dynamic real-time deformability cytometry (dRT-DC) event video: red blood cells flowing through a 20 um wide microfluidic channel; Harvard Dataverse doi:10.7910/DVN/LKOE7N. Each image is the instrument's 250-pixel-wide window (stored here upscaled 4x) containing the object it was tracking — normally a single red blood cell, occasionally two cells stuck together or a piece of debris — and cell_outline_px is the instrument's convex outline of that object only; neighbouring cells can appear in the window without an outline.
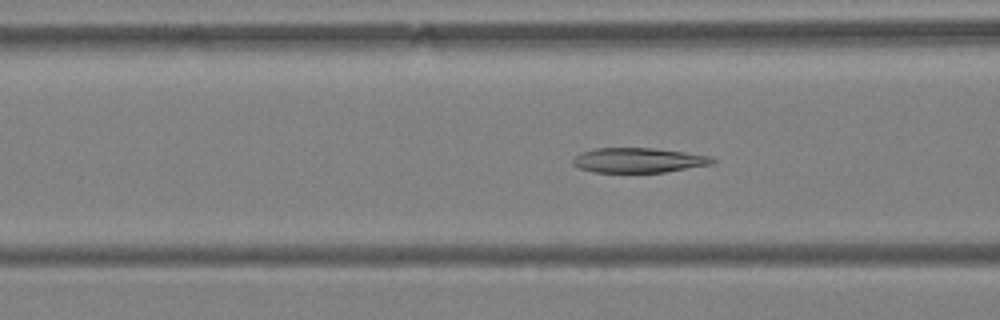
{"species": "Egyptian fruit bat (a non-hibernating species)", "species_latin": "Rousettus aegyptiacus", "temperature_condition": "warm", "stored_images_in_passage": 61, "segment_of_instrument_passage": [1, 2], "camera_frame_rate_fps": 3000, "um_per_image_px": 0.085, "animal": {"sex": "female"}, "frame": {"image": 1, "passage_image": 24, "time_ms": 7.667, "image_size_px": [1000, 320], "cell_outline_px": [[716, 160], [712, 164], [664, 172], [596, 172], [580, 168], [572, 164], [572, 160], [580, 152], [592, 148], [656, 148], [712, 156]], "centroid_in_image_um": [54.26, 13.61], "position_along_channel_um": 112.3, "area_um2": 20.17}}
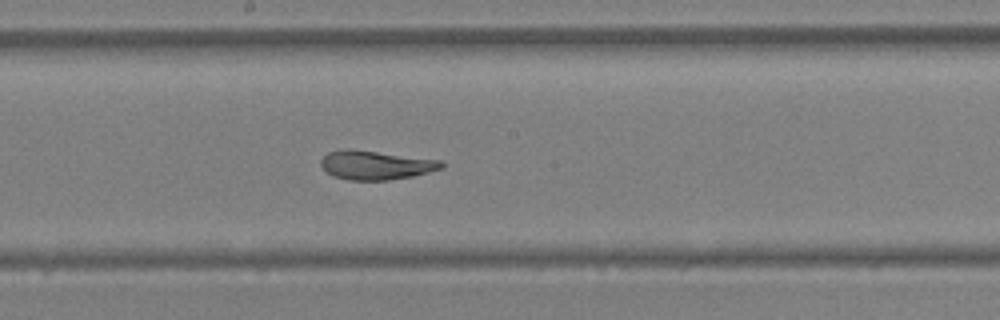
{"frame": {"image": 2, "passage_image": 33, "time_ms": 10.667, "image_size_px": [1000, 320], "cell_outline_px": [[444, 168], [412, 176], [388, 180], [348, 180], [332, 176], [320, 164], [320, 160], [328, 152], [344, 148], [352, 148], [440, 160], [444, 164]], "centroid_in_image_um": [31.92, 14.02], "position_along_channel_um": 216.3, "area_um2": 20.46}}
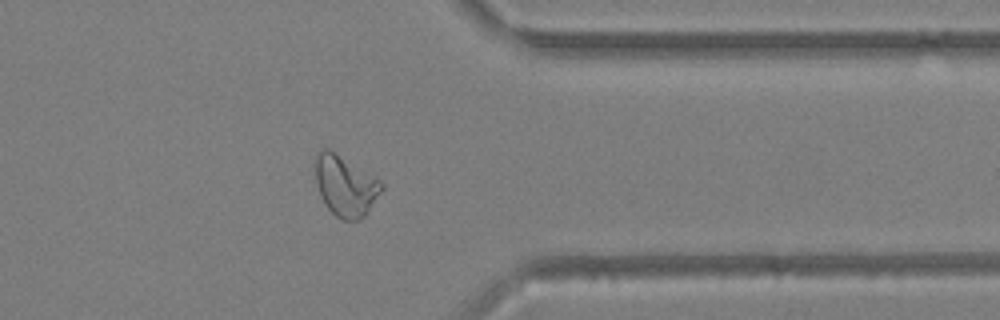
{"frame": {"image": 3, "passage_image": 48, "time_ms": 15.667, "image_size_px": [1000, 320], "cell_outline_px": [[384, 188], [368, 212], [360, 220], [344, 220], [336, 216], [324, 204], [320, 196], [316, 184], [312, 164], [316, 152], [320, 148], [328, 148], [380, 180], [384, 184]], "centroid_in_image_um": [29.3, 15.77], "position_along_channel_um": 382.1, "area_um2": 23.81}}